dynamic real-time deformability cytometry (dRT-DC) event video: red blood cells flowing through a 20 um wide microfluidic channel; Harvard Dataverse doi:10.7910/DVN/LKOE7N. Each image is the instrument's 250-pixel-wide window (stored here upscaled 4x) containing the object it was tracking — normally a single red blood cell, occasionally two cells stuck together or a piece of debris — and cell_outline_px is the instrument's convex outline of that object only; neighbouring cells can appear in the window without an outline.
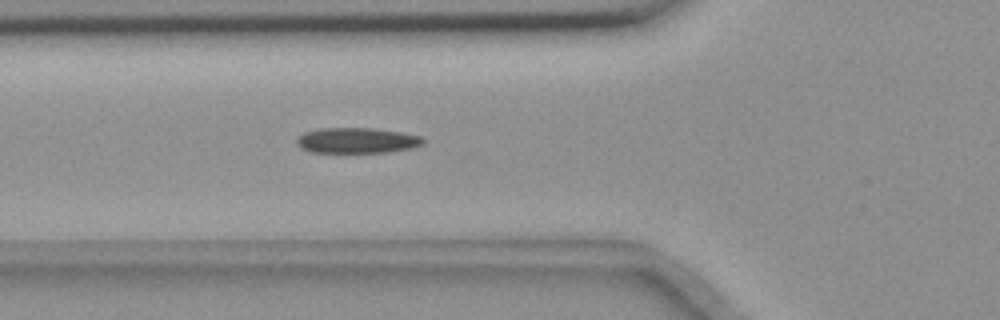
{"species": "common noctule bat (a hibernating species)", "species_latin": "Nyctalus noctula", "temperature_condition": "room temperature", "stored_images_in_passage": 5, "camera_frame_rate_fps": 3000, "um_per_image_px": 0.085, "animal": {"sex": "female", "body_mass_g": 18.4}, "frame": {"image": 1, "passage_image": 5, "time_ms": 4.667, "image_size_px": [1000, 320], "cell_outline_px": [[424, 144], [412, 148], [388, 152], [316, 152], [304, 148], [296, 140], [304, 132], [320, 128], [376, 128], [400, 132], [420, 136], [424, 140]], "centroid_in_image_um": [30.41, 11.93], "position_along_channel_um": 95.4, "area_um2": 18.5}}